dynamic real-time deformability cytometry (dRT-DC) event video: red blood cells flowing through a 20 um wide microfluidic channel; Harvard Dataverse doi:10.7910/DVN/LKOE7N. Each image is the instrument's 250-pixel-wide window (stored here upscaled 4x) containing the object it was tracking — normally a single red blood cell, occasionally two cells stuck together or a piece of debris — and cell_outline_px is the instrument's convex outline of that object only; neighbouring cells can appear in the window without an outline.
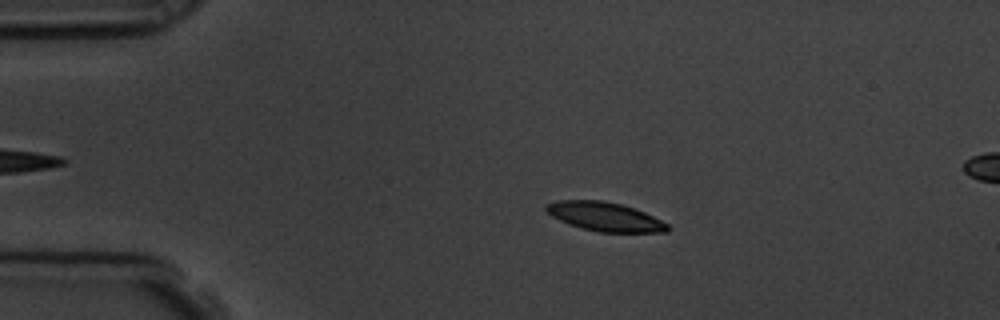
{"species": "common noctule bat (a hibernating species)", "species_latin": "Nyctalus noctula", "temperature_condition": "room temperature", "stored_images_in_passage": 55, "camera_frame_rate_fps": 3000, "um_per_image_px": 0.085, "animal": {"sex": "male", "body_mass_g": 19.5, "forearm_length_mm": 54.6}, "frame": {"image": 1, "passage_image": 11, "time_ms": 3.333, "image_size_px": [1000, 320], "cell_outline_px": [[672, 228], [668, 232], [600, 232], [580, 228], [568, 224], [552, 216], [544, 208], [544, 204], [560, 200], [604, 200], [620, 204], [644, 212], [668, 224]], "centroid_in_image_um": [51.4, 18.42], "position_along_channel_um": 33.6, "area_um2": 20.46}}
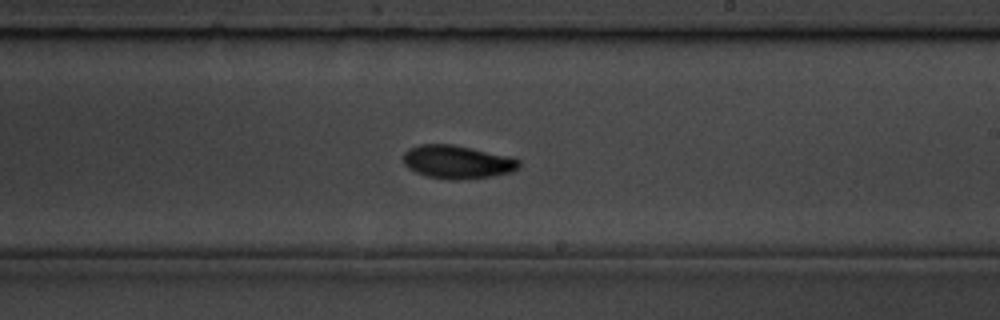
{"frame": {"image": 2, "passage_image": 32, "time_ms": 10.333, "image_size_px": [1000, 320], "cell_outline_px": [[520, 168], [512, 172], [492, 176], [460, 180], [452, 180], [428, 176], [416, 172], [408, 168], [404, 164], [404, 152], [408, 148], [420, 144], [452, 144], [508, 156], [520, 160]], "centroid_in_image_um": [38.87, 13.77], "position_along_channel_um": 250.1, "area_um2": 22.43}}
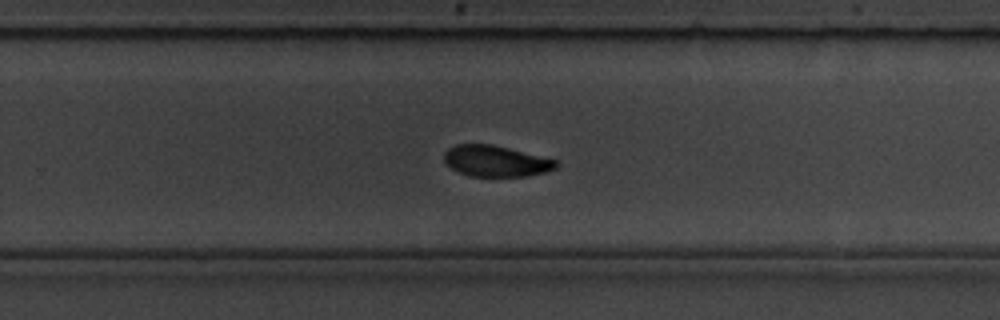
{"frame": {"image": 3, "passage_image": 35, "time_ms": 11.333, "image_size_px": [1000, 320], "cell_outline_px": [[560, 164], [556, 168], [544, 172], [528, 176], [472, 176], [460, 172], [452, 168], [444, 160], [444, 152], [448, 148], [456, 144], [492, 144], [556, 160]], "centroid_in_image_um": [42.14, 13.68], "position_along_channel_um": 287.7, "area_um2": 20.06}, "authors_computed_cell_mechanics": {"area_um2": 20.6924, "velocity_mm_per_s": 3.7681, "shape_relaxation_time_tau1_ms": 6.23, "shape_relaxation_time_tau2_ms": 4.4952, "deformation_change_tau1": 0.2799, "deformation_change_tau2": 0.0715}}